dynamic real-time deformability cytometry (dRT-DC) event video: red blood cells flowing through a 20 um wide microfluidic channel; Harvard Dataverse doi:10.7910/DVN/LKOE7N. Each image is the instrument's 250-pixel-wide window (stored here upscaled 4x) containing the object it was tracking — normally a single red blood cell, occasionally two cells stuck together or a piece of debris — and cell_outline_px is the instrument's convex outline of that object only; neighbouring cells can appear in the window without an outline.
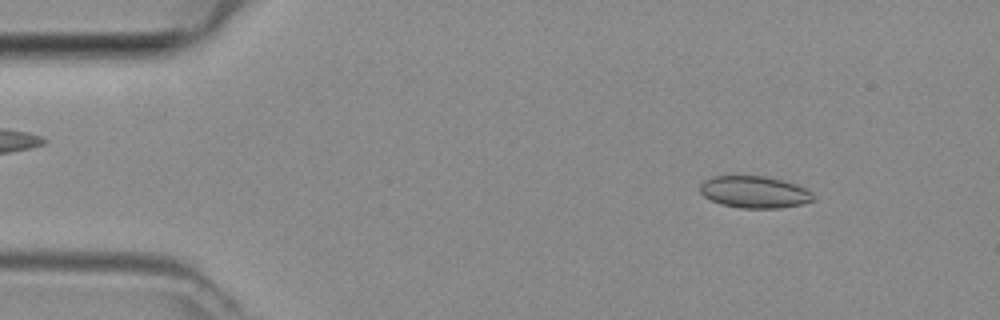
{"species": "common noctule bat (a hibernating species)", "species_latin": "Nyctalus noctula", "temperature_condition": "room temperature", "stored_images_in_passage": 46, "camera_frame_rate_fps": 3000, "um_per_image_px": 0.085, "animal": {"sex": "female", "body_mass_g": 29.2, "forearm_length_mm": 56.3}, "frame": {"image": 1, "passage_image": 5, "time_ms": 1.333, "image_size_px": [1000, 320], "cell_outline_px": [[816, 200], [800, 204], [780, 208], [740, 208], [720, 204], [704, 196], [700, 192], [700, 184], [704, 180], [712, 176], [764, 176], [796, 184], [812, 192], [816, 196]], "centroid_in_image_um": [64.13, 16.33], "position_along_channel_um": 20.9, "area_um2": 21.1}}
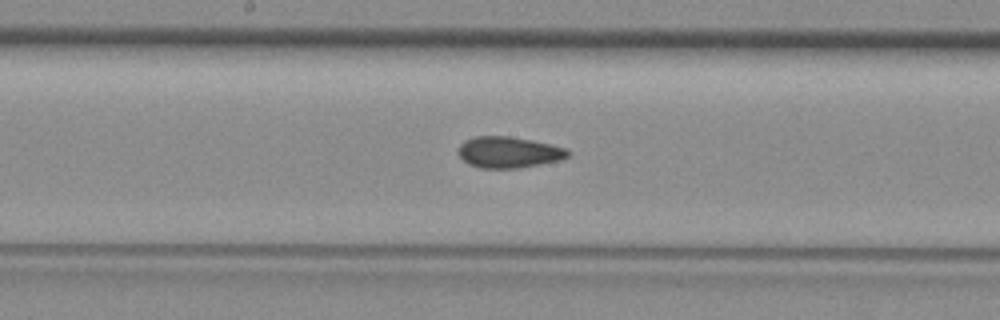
{"frame": {"image": 2, "passage_image": 23, "time_ms": 7.333, "image_size_px": [1000, 320], "cell_outline_px": [[568, 156], [560, 160], [520, 168], [480, 168], [468, 164], [460, 156], [460, 144], [464, 140], [476, 136], [508, 136], [548, 144], [564, 148], [568, 152]], "centroid_in_image_um": [43.2, 12.95], "position_along_channel_um": 205.0, "area_um2": 19.54}}
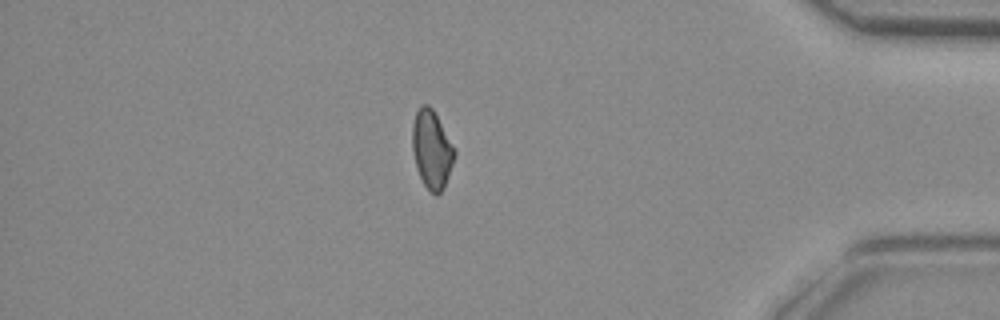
{"frame": {"image": 3, "passage_image": 39, "time_ms": 12.667, "image_size_px": [1000, 320], "cell_outline_px": [[456, 156], [444, 188], [436, 196], [424, 184], [416, 168], [412, 152], [412, 124], [416, 112], [420, 104], [428, 104], [432, 108], [456, 152]], "centroid_in_image_um": [36.68, 12.7], "position_along_channel_um": 398.5, "area_um2": 19.13}}